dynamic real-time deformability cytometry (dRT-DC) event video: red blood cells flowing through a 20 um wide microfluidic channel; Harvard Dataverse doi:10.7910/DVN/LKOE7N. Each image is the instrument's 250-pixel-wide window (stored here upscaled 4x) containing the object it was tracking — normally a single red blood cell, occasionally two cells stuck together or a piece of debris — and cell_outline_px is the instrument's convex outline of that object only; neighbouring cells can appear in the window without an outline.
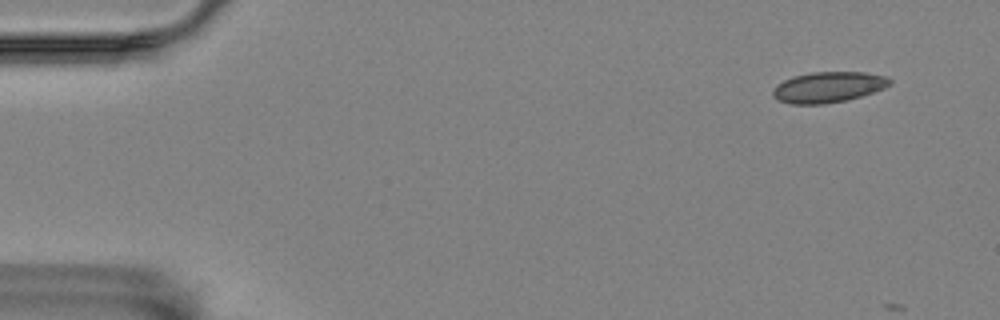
{"species": "Egyptian fruit bat (a non-hibernating species)", "species_latin": "Rousettus aegyptiacus", "temperature_condition": "room temperature", "stored_images_in_passage": 4, "camera_frame_rate_fps": 3000, "um_per_image_px": 0.085, "animal": {"sex": "female"}, "frame": {"image": 1, "passage_image": 1, "time_ms": 0.0, "image_size_px": [1000, 320], "cell_outline_px": [[892, 84], [884, 88], [848, 100], [824, 104], [792, 104], [776, 100], [772, 96], [772, 92], [776, 84], [792, 76], [812, 72], [864, 72], [888, 76], [892, 80]], "centroid_in_image_um": [70.39, 7.4], "position_along_channel_um": 14.6, "area_um2": 21.15}}